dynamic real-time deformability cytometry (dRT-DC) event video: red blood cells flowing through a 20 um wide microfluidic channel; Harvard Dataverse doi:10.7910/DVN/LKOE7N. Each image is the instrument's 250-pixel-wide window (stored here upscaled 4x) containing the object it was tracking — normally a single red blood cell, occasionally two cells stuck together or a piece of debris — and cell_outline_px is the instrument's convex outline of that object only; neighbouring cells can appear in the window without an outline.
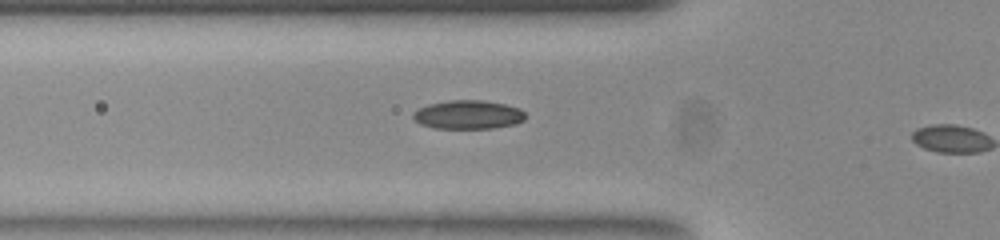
{"species": "common noctule bat (a hibernating species)", "species_latin": "Nyctalus noctula", "temperature_condition": "room temperature", "stored_images_in_passage": 11, "camera_frame_rate_fps": 3000, "um_per_image_px": 0.085, "animal": {"sex": "female", "body_mass_g": 23.0, "forearm_length_mm": 53.4}, "frame": {"image": 1, "passage_image": 10, "time_ms": 3.0, "image_size_px": [1000, 240], "cell_outline_px": [[524, 120], [516, 124], [492, 128], [436, 128], [420, 124], [412, 116], [412, 112], [428, 104], [448, 100], [484, 100], [504, 104], [520, 108], [524, 112]], "centroid_in_image_um": [39.79, 9.74], "position_along_channel_um": 86.0, "area_um2": 18.79}}